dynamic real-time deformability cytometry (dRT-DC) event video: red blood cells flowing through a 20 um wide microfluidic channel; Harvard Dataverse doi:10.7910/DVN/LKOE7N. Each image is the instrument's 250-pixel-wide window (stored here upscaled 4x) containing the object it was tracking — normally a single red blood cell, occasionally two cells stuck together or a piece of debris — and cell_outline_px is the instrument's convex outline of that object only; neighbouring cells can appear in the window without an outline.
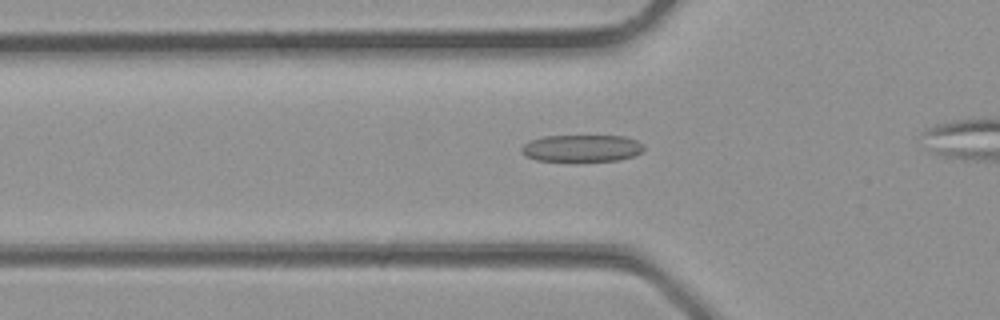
{"species": "common noctule bat (a hibernating species)", "species_latin": "Nyctalus noctula", "temperature_condition": "room temperature", "stored_images_in_passage": 20, "camera_frame_rate_fps": 3000, "um_per_image_px": 0.085, "animal": {"sex": "male", "body_mass_g": 23.1, "forearm_length_mm": 52.7}, "frame": {"image": 1, "passage_image": 2, "time_ms": 0.333, "image_size_px": [1000, 320], "cell_outline_px": [[644, 148], [636, 156], [620, 160], [572, 164], [536, 160], [524, 156], [520, 152], [520, 148], [524, 144], [532, 140], [544, 136], [624, 136], [636, 140], [644, 144]], "centroid_in_image_um": [49.43, 12.66], "position_along_channel_um": 76.4, "area_um2": 20.35}}
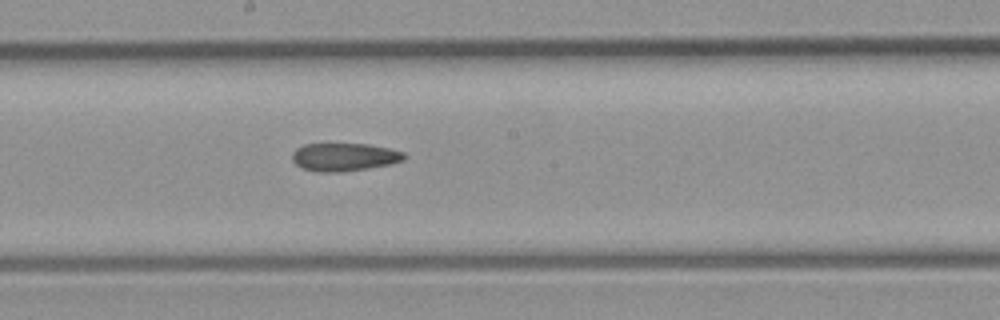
{"frame": {"image": 2, "passage_image": 9, "time_ms": 2.667, "image_size_px": [1000, 320], "cell_outline_px": [[404, 160], [388, 164], [340, 172], [316, 172], [300, 168], [292, 160], [292, 152], [296, 148], [304, 144], [368, 144], [388, 148], [404, 152]], "centroid_in_image_um": [29.19, 13.34], "position_along_channel_um": 219.0, "area_um2": 18.15}}
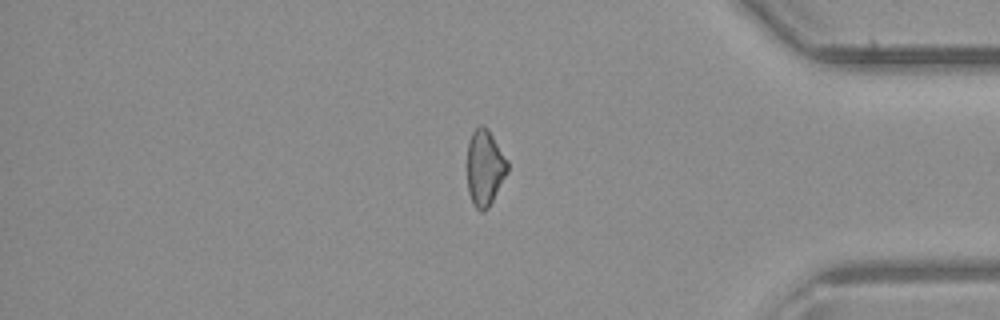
{"frame": {"image": 3, "passage_image": 19, "time_ms": 6.0, "image_size_px": [1000, 320], "cell_outline_px": [[508, 172], [488, 208], [484, 212], [480, 212], [472, 204], [468, 192], [468, 144], [472, 132], [480, 124], [484, 124], [488, 128], [508, 160]], "centroid_in_image_um": [41.22, 14.26], "position_along_channel_um": 394.0, "area_um2": 17.98}}